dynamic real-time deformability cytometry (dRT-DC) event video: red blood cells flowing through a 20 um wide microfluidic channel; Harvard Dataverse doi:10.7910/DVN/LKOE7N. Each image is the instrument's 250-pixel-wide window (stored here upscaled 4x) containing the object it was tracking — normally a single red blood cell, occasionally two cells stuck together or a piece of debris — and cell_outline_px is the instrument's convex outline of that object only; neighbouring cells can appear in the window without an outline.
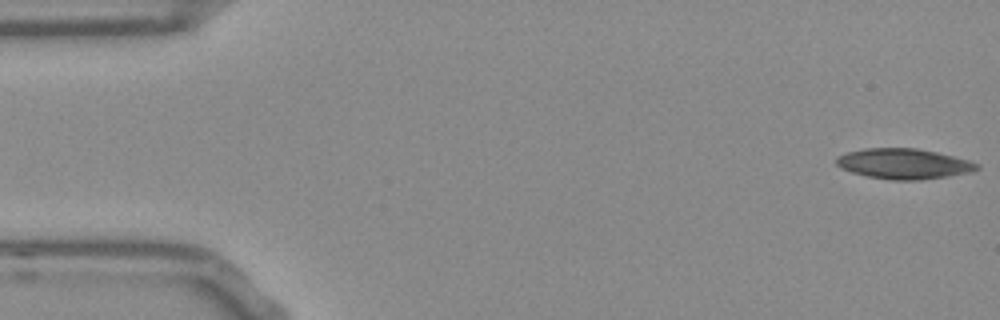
{"species": "Egyptian fruit bat (a non-hibernating species)", "species_latin": "Rousettus aegyptiacus", "temperature_condition": "room temperature", "stored_images_in_passage": 53, "camera_frame_rate_fps": 3000, "um_per_image_px": 0.085, "frame": {"image": 1, "passage_image": 1, "time_ms": 0.0, "image_size_px": [1000, 320], "cell_outline_px": [[980, 168], [972, 172], [948, 176], [916, 180], [892, 180], [868, 176], [852, 172], [840, 168], [836, 164], [836, 160], [840, 156], [848, 152], [864, 148], [916, 148], [936, 152], [968, 160], [980, 164]], "centroid_in_image_um": [76.84, 13.92], "position_along_channel_um": 8.2, "area_um2": 24.68}}
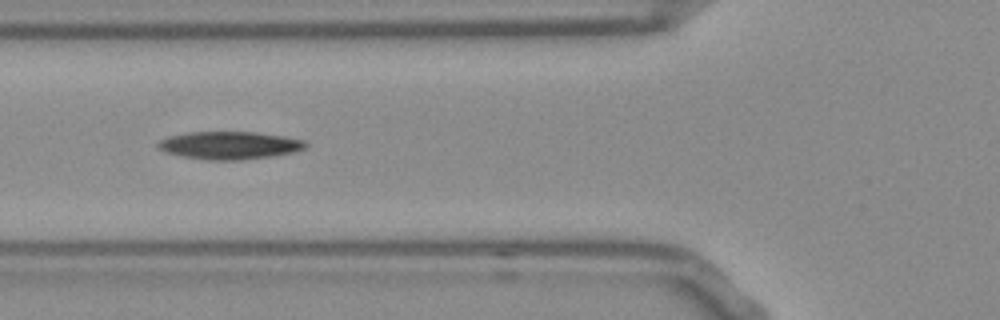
{"frame": {"image": 2, "passage_image": 19, "time_ms": 6.0, "image_size_px": [1000, 320], "cell_outline_px": [[308, 148], [292, 152], [268, 156], [240, 160], [208, 160], [184, 156], [168, 152], [160, 148], [156, 144], [160, 140], [168, 136], [188, 132], [256, 132], [284, 136], [304, 140], [308, 144]], "centroid_in_image_um": [19.54, 12.34], "position_along_channel_um": 106.3, "area_um2": 23.64}}
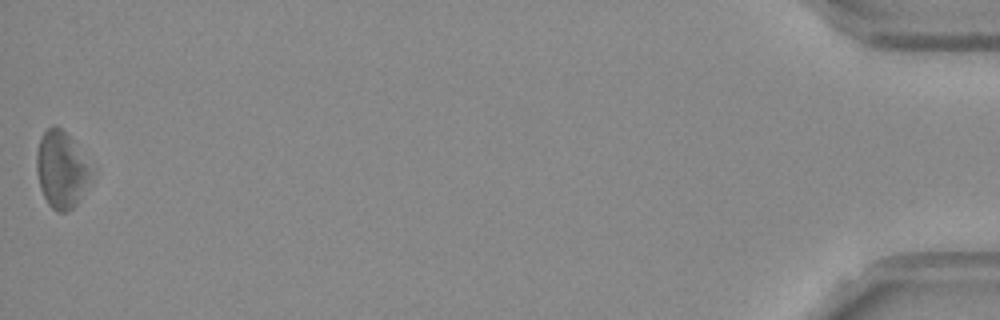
{"frame": {"image": 3, "passage_image": 53, "time_ms": 17.333, "image_size_px": [1000, 320], "cell_outline_px": [[92, 168], [76, 204], [72, 208], [64, 212], [56, 212], [48, 204], [40, 188], [36, 172], [36, 152], [40, 136], [52, 124], [60, 128], [68, 136]], "centroid_in_image_um": [5.14, 14.41], "position_along_channel_um": 430.1, "area_um2": 23.7}, "authors_computed_cell_mechanics": {"area_um2": 23.5824, "velocity_mm_per_s": 3.7576, "shape_relaxation_time_tau1_ms": 3.9274, "shape_relaxation_time_tau2_ms": null, "deformation_change_tau1": 0.1315, "deformation_change_tau2": null}}